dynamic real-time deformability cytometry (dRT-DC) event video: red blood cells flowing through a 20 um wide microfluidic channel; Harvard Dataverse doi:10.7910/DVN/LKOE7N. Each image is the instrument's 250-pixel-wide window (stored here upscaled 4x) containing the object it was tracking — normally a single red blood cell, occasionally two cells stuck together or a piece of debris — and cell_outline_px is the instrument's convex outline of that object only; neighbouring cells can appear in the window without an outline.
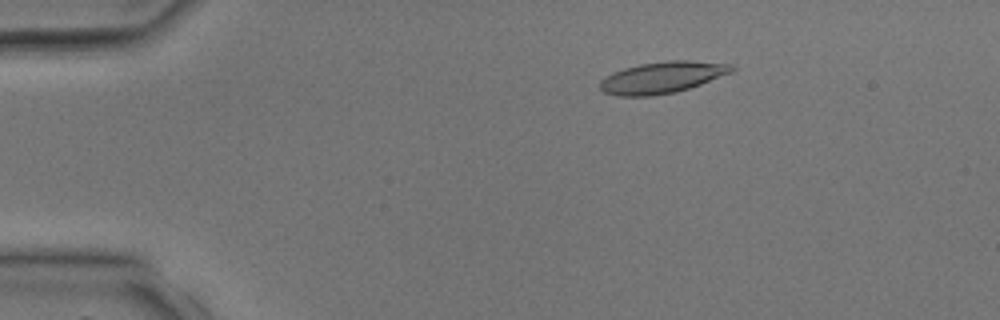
{"species": "common noctule bat (a hibernating species)", "species_latin": "Nyctalus noctula", "temperature_condition": "room temperature", "stored_images_in_passage": 3, "camera_frame_rate_fps": 3000, "um_per_image_px": 0.085, "animal": {"sex": "male", "body_mass_g": 17.9, "forearm_length_mm": 54.2}, "frame": {"image": 1, "passage_image": 2, "time_ms": 1.333, "image_size_px": [1000, 320], "cell_outline_px": [[736, 68], [732, 72], [700, 84], [676, 92], [652, 96], [616, 96], [604, 92], [600, 88], [600, 80], [604, 76], [612, 72], [624, 68], [640, 64], [668, 60], [692, 60], [732, 64]], "centroid_in_image_um": [56.27, 6.57], "position_along_channel_um": 28.7, "area_um2": 24.33}}
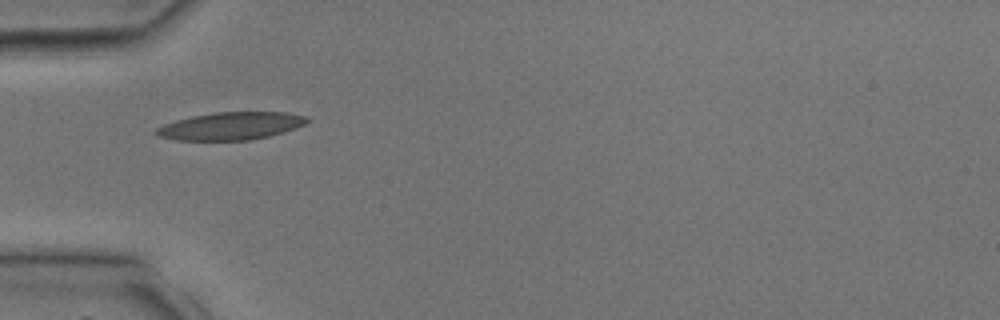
{"frame": {"image": 2, "passage_image": 3, "time_ms": 3.333, "image_size_px": [1000, 320], "cell_outline_px": [[312, 120], [296, 128], [284, 132], [268, 136], [248, 140], [176, 140], [156, 136], [152, 132], [156, 128], [164, 124], [176, 120], [192, 116], [216, 112], [284, 112], [304, 116]], "centroid_in_image_um": [19.59, 10.71], "position_along_channel_um": 65.4, "area_um2": 24.33}}